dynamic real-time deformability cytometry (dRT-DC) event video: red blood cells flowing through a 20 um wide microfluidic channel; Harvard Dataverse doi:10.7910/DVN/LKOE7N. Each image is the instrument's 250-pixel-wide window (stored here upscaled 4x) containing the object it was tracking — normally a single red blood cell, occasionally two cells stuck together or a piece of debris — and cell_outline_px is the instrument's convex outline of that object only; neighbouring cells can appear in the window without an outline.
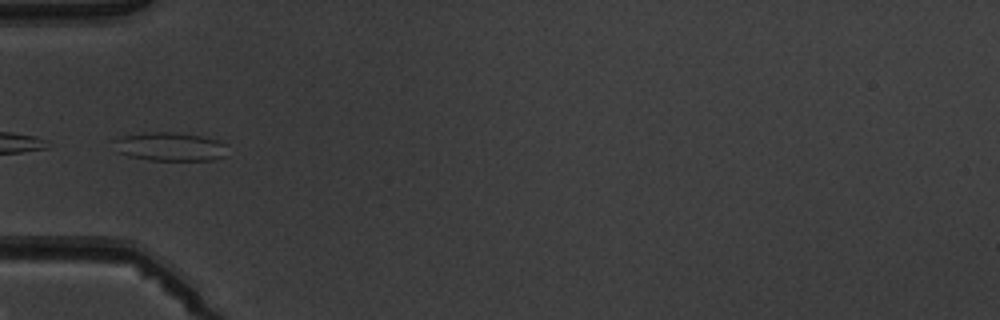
{"species": "common noctule bat (a hibernating species)", "species_latin": "Nyctalus noctula", "temperature_condition": "warm", "stored_images_in_passage": 6, "camera_frame_rate_fps": 3000, "um_per_image_px": 0.085, "animal": {"sex": "male", "body_mass_g": 19.5, "forearm_length_mm": 54.6}, "frame": {"image": 1, "passage_image": 4, "time_ms": 3.667, "image_size_px": [1000, 320], "cell_outline_px": [[224, 156], [212, 160], [148, 160], [128, 156], [116, 152], [112, 140], [120, 136], [152, 132], [172, 132], [200, 136], [216, 140], [224, 144]], "centroid_in_image_um": [14.35, 12.47], "position_along_channel_um": 70.7, "area_um2": 18.79}}
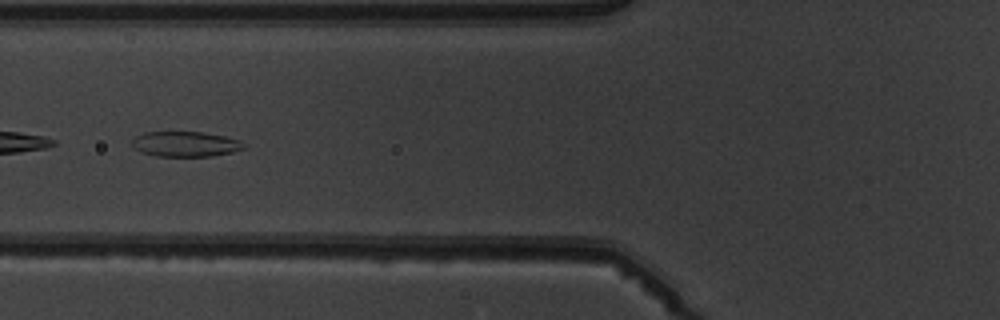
{"frame": {"image": 2, "passage_image": 5, "time_ms": 4.667, "image_size_px": [1000, 320], "cell_outline_px": [[244, 148], [232, 152], [212, 156], [156, 156], [140, 152], [132, 148], [132, 140], [136, 136], [144, 132], [200, 132], [224, 136], [240, 140], [244, 144]], "centroid_in_image_um": [15.72, 12.25], "position_along_channel_um": 110.1, "area_um2": 16.42}}